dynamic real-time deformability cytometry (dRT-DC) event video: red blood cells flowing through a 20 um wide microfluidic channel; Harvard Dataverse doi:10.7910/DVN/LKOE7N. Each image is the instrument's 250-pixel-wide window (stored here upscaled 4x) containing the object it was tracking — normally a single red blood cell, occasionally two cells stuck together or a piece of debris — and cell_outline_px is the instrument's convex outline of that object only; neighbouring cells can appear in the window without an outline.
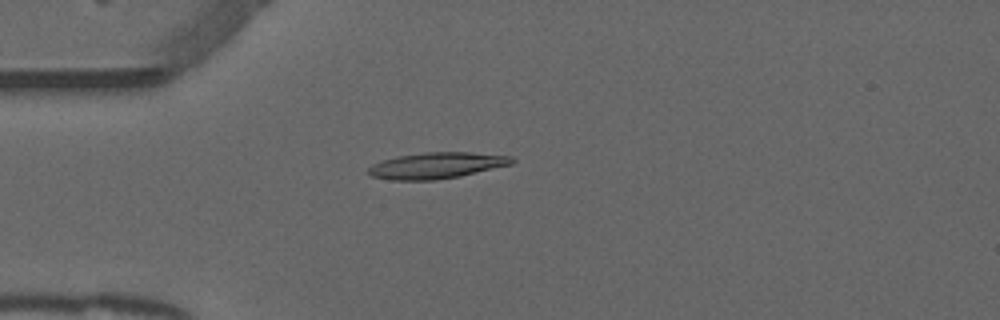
{"species": "common noctule bat (a hibernating species)", "species_latin": "Nyctalus noctula", "temperature_condition": "warm", "stored_images_in_passage": 44, "camera_frame_rate_fps": 3000, "um_per_image_px": 0.085, "animal": {"sex": "male", "forearm_length_mm": 52.5}, "frame": {"image": 1, "passage_image": 6, "time_ms": 1.667, "image_size_px": [1000, 320], "cell_outline_px": [[516, 160], [512, 164], [460, 176], [436, 180], [392, 180], [372, 176], [368, 172], [368, 168], [372, 164], [380, 160], [400, 156], [424, 152], [472, 152], [512, 156]], "centroid_in_image_um": [37.12, 14.06], "position_along_channel_um": 47.9, "area_um2": 21.91}}
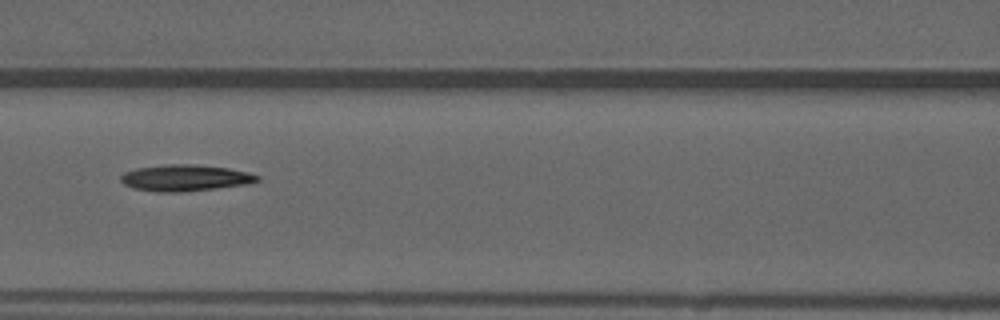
{"frame": {"image": 2, "passage_image": 15, "time_ms": 4.667, "image_size_px": [1000, 320], "cell_outline_px": [[260, 180], [248, 184], [216, 188], [180, 192], [156, 192], [132, 188], [124, 184], [120, 180], [120, 176], [124, 172], [136, 168], [168, 164], [192, 164], [228, 168], [248, 172], [260, 176]], "centroid_in_image_um": [15.72, 15.12], "position_along_channel_um": 150.9, "area_um2": 21.04}}
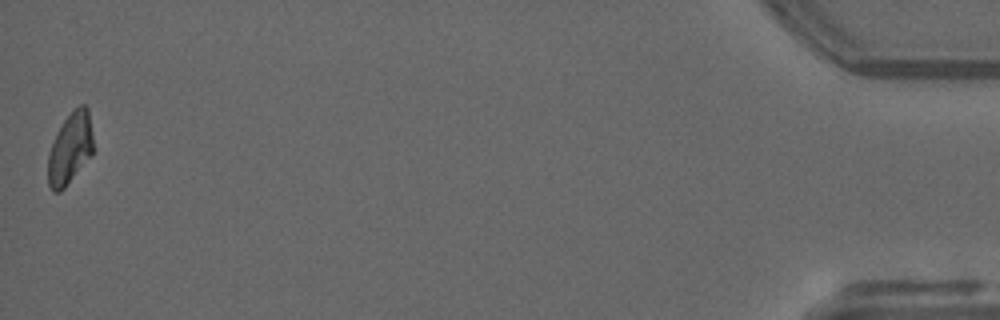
{"frame": {"image": 3, "passage_image": 44, "time_ms": 14.333, "image_size_px": [1000, 320], "cell_outline_px": [[96, 148], [92, 156], [64, 188], [60, 192], [52, 192], [48, 184], [48, 152], [56, 132], [64, 120], [80, 104], [84, 104], [88, 108]], "centroid_in_image_um": [5.99, 12.63], "position_along_channel_um": 429.2, "area_um2": 19.31}}